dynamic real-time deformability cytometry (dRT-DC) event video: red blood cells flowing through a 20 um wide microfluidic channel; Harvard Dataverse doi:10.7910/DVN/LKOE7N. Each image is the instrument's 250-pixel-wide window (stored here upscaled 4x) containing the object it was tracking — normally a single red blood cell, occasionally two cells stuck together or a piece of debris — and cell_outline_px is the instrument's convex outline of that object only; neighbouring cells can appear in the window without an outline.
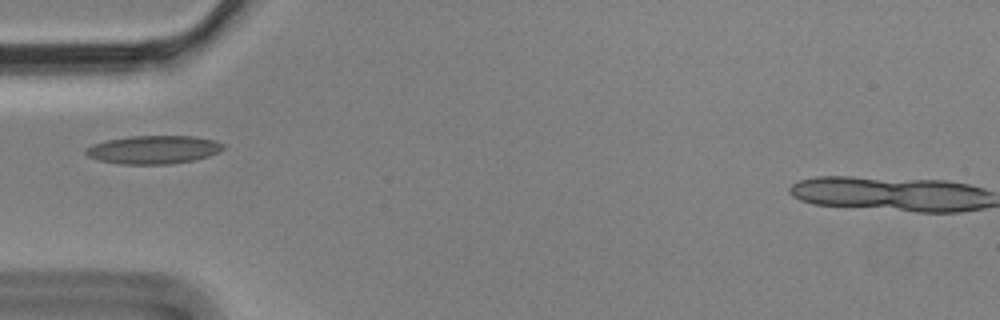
{"species": "Egyptian fruit bat (a non-hibernating species)", "species_latin": "Rousettus aegyptiacus", "temperature_condition": "cold", "stored_images_in_passage": 4, "camera_frame_rate_fps": 3000, "um_per_image_px": 0.085, "animal": {"sex": "male"}, "frame": {"image": 1, "passage_image": 1, "time_ms": 0.0, "image_size_px": [1000, 320], "cell_outline_px": [[224, 148], [208, 156], [192, 160], [168, 164], [120, 164], [100, 160], [88, 156], [84, 152], [92, 144], [108, 140], [128, 136], [192, 136], [216, 140], [224, 144]], "centroid_in_image_um": [13.05, 12.71], "position_along_channel_um": 72.0, "area_um2": 22.43}}
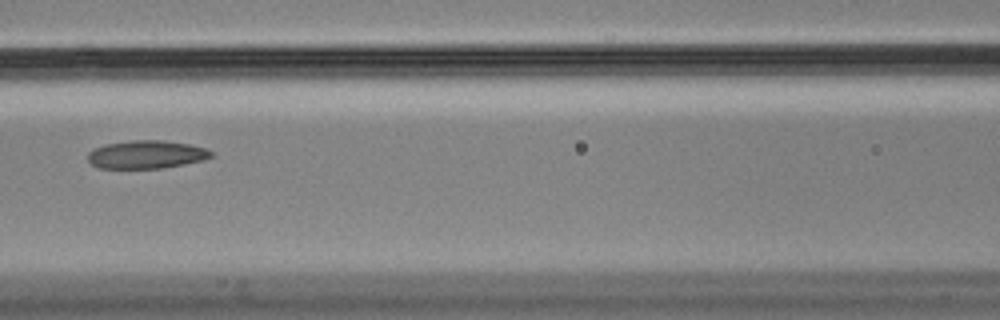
{"frame": {"image": 2, "passage_image": 3, "time_ms": 0.667, "image_size_px": [1000, 320], "cell_outline_px": [[212, 156], [204, 160], [164, 168], [100, 168], [92, 164], [88, 160], [88, 152], [92, 148], [104, 144], [132, 140], [164, 140], [188, 144], [208, 148], [212, 152]], "centroid_in_image_um": [12.44, 13.12], "position_along_channel_um": 154.2, "area_um2": 20.35}}
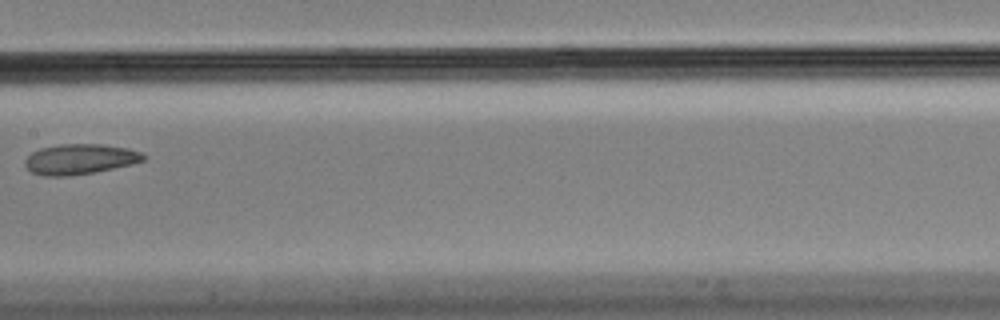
{"frame": {"image": 3, "passage_image": 4, "time_ms": 1.0, "image_size_px": [1000, 320], "cell_outline_px": [[148, 156], [144, 160], [132, 164], [92, 172], [68, 176], [44, 176], [32, 172], [24, 164], [24, 160], [32, 152], [40, 148], [60, 144], [100, 144], [128, 148], [140, 152]], "centroid_in_image_um": [6.78, 13.52], "position_along_channel_um": 200.6, "area_um2": 20.81}}